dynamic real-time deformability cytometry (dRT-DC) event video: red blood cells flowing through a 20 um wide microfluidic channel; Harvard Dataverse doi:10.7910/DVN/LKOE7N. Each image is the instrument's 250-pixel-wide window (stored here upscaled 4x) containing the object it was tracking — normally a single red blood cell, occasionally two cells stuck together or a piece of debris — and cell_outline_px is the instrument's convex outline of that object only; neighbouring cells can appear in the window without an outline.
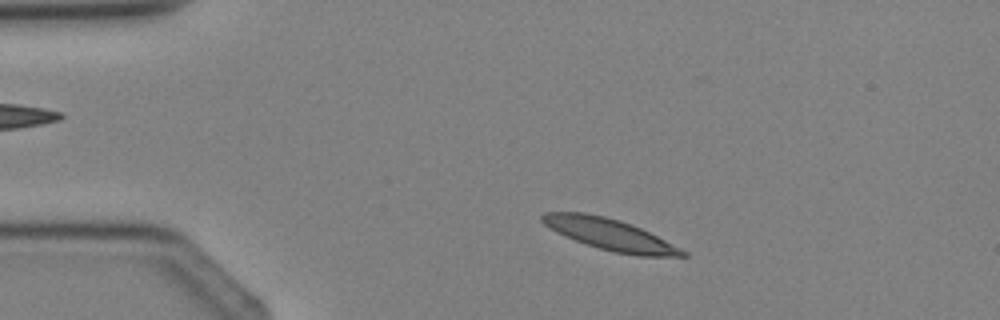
{"species": "Egyptian fruit bat (a non-hibernating species)", "species_latin": "Rousettus aegyptiacus", "temperature_condition": "cold", "stored_images_in_passage": 3, "camera_frame_rate_fps": 3000, "um_per_image_px": 0.085, "animal": {"sex": "female"}, "frame": {"image": 1, "passage_image": 2, "time_ms": 1.333, "image_size_px": [1000, 320], "cell_outline_px": [[688, 256], [640, 256], [616, 252], [600, 248], [564, 236], [548, 228], [540, 220], [540, 216], [544, 212], [584, 212], [604, 216], [620, 220], [640, 228], [688, 252]], "centroid_in_image_um": [51.79, 19.91], "position_along_channel_um": 33.2, "area_um2": 25.26}}